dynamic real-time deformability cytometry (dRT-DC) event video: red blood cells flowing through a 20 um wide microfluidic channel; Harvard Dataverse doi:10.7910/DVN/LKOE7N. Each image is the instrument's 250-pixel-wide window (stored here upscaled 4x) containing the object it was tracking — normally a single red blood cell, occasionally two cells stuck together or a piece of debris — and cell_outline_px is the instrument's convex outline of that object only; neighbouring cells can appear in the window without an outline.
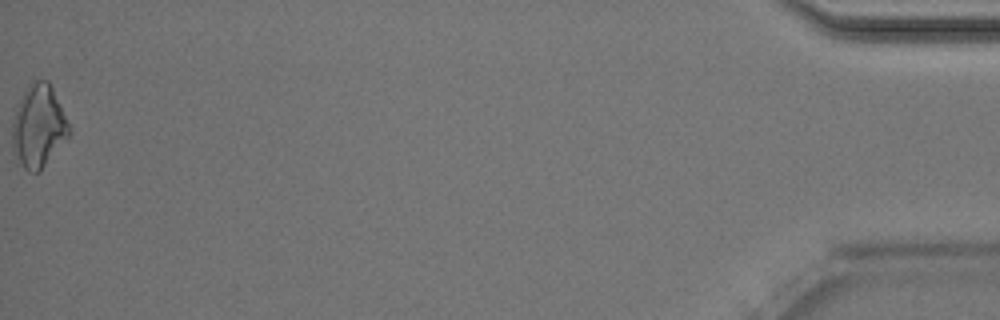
{"species": "Egyptian fruit bat (a non-hibernating species)", "species_latin": "Rousettus aegyptiacus", "temperature_condition": "room temperature", "stored_images_in_passage": 50, "camera_frame_rate_fps": 3000, "um_per_image_px": 0.085, "animal": {"sex": "male"}, "frame": {"image": 1, "passage_image": 50, "time_ms": 16.333, "image_size_px": [1000, 320], "cell_outline_px": [[68, 136], [40, 172], [28, 172], [16, 164], [12, 156], [12, 124], [20, 100], [24, 92], [36, 80], [48, 80], [52, 88], [68, 124]], "centroid_in_image_um": [3.21, 10.83], "position_along_channel_um": 432.0, "area_um2": 26.93}, "authors_computed_cell_mechanics": {"area_um2": 24.8251, "velocity_mm_per_s": 4.0502, "shape_relaxation_time_tau1_ms": 7.6767, "shape_relaxation_time_tau2_ms": 4.5302, "deformation_change_tau1": 0.1926, "deformation_change_tau2": 0.1761}}